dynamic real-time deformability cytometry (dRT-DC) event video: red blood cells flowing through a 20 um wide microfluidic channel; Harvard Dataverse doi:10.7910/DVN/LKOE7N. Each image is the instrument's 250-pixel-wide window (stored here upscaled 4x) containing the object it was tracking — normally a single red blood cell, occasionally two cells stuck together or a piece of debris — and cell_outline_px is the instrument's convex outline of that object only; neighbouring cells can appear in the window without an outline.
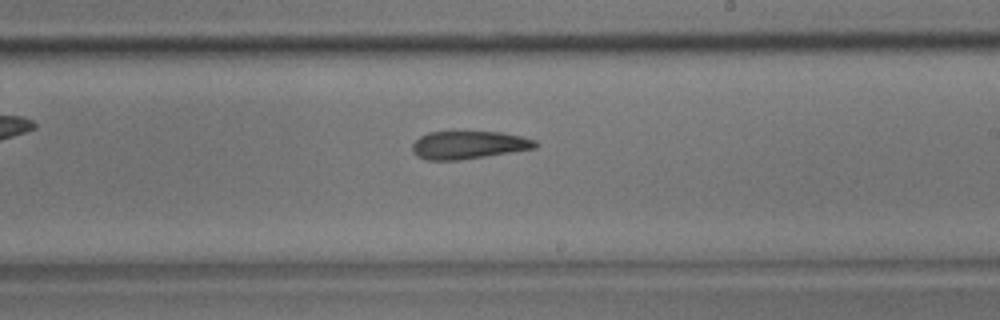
{"species": "common noctule bat (a hibernating species)", "species_latin": "Nyctalus noctula", "temperature_condition": "room temperature", "stored_images_in_passage": 28, "camera_frame_rate_fps": 3000, "um_per_image_px": 0.085, "animal": {"sex": "male", "body_mass_g": 17.9}, "frame": {"image": 1, "passage_image": 20, "time_ms": 6.333, "image_size_px": [1000, 320], "cell_outline_px": [[540, 144], [536, 148], [512, 152], [460, 160], [424, 160], [416, 156], [412, 152], [412, 144], [420, 136], [428, 132], [452, 128], [500, 132], [520, 136], [536, 140]], "centroid_in_image_um": [39.78, 12.27], "position_along_channel_um": 249.2, "area_um2": 21.15}}